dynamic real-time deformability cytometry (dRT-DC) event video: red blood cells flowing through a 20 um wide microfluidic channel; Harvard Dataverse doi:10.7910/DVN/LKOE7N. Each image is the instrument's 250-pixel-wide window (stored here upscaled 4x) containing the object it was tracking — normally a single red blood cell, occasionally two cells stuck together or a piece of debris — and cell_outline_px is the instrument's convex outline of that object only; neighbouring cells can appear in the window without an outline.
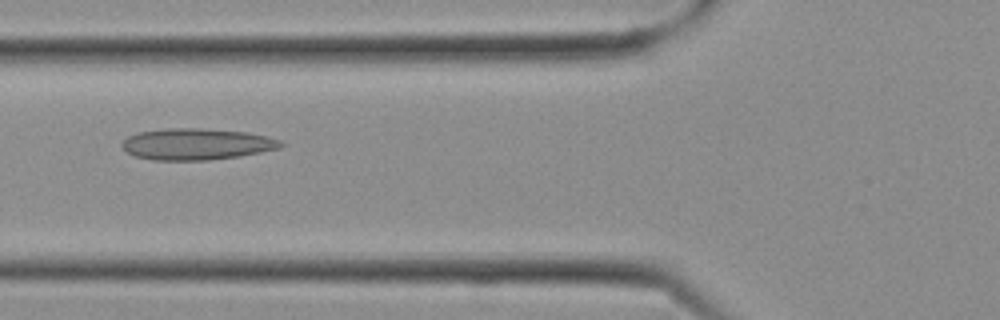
{"species": "Egyptian fruit bat (a non-hibernating species)", "species_latin": "Rousettus aegyptiacus", "temperature_condition": "cold", "stored_images_in_passage": 13, "camera_frame_rate_fps": 3000, "um_per_image_px": 0.085, "frame": {"image": 1, "passage_image": 5, "time_ms": 1.333, "image_size_px": [1000, 320], "cell_outline_px": [[284, 144], [280, 148], [240, 156], [208, 160], [152, 160], [136, 156], [128, 152], [120, 144], [128, 136], [140, 132], [168, 128], [200, 128], [244, 132], [268, 136], [280, 140]], "centroid_in_image_um": [16.72, 12.25], "position_along_channel_um": 109.1, "area_um2": 28.9}}
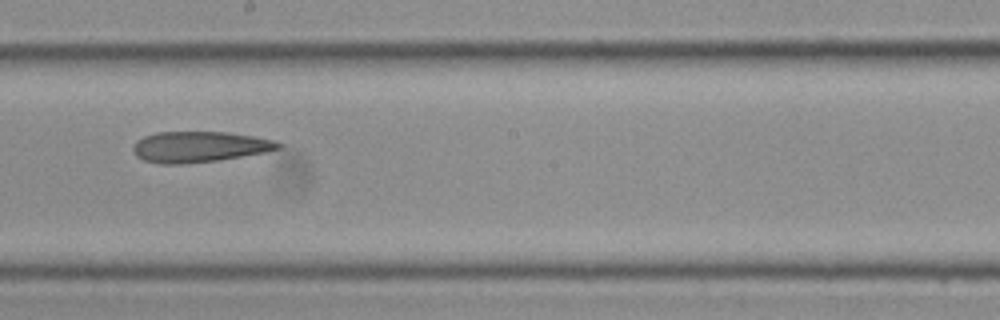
{"frame": {"image": 2, "passage_image": 10, "time_ms": 3.0, "image_size_px": [1000, 320], "cell_outline_px": [[284, 144], [280, 148], [264, 152], [220, 160], [184, 164], [160, 164], [144, 160], [136, 156], [132, 148], [136, 140], [144, 136], [156, 132], [228, 132], [276, 140]], "centroid_in_image_um": [16.93, 12.48], "position_along_channel_um": 231.3, "area_um2": 26.18}}
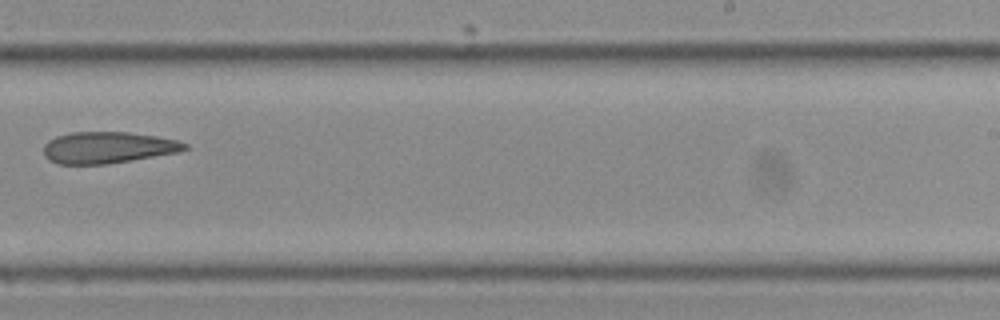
{"frame": {"image": 3, "passage_image": 12, "time_ms": 3.667, "image_size_px": [1000, 320], "cell_outline_px": [[188, 148], [180, 152], [108, 164], [56, 164], [48, 160], [44, 156], [44, 144], [48, 140], [56, 136], [72, 132], [128, 132], [156, 136], [176, 140], [188, 144]], "centroid_in_image_um": [9.14, 12.54], "position_along_channel_um": 279.9, "area_um2": 26.07}}